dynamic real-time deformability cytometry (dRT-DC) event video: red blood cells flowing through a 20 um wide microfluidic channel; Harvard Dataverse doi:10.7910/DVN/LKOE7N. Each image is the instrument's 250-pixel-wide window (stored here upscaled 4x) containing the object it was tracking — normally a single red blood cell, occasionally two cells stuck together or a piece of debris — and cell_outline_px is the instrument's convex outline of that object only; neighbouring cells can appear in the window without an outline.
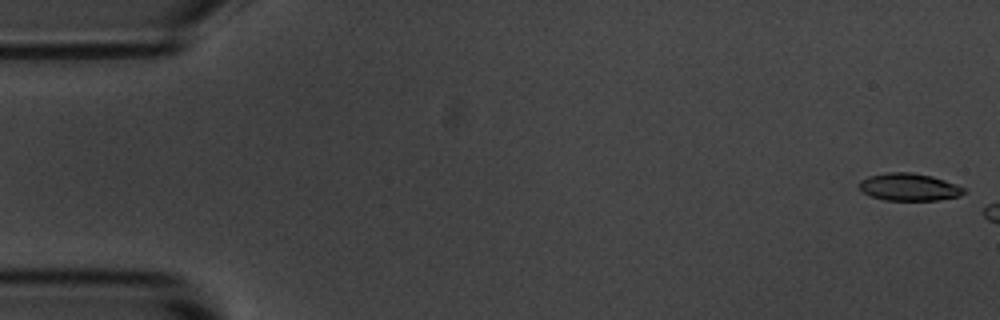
{"species": "common noctule bat (a hibernating species)", "species_latin": "Nyctalus noctula", "temperature_condition": "room temperature", "stored_images_in_passage": 3, "camera_frame_rate_fps": 3000, "um_per_image_px": 0.085, "animal": {"sex": "male", "body_mass_g": 20.1, "forearm_length_mm": 53.5}, "frame": {"image": 1, "passage_image": 1, "time_ms": 0.0, "image_size_px": [1000, 320], "cell_outline_px": [[968, 192], [960, 196], [936, 200], [884, 200], [872, 196], [864, 192], [856, 184], [860, 180], [868, 176], [888, 172], [912, 172], [932, 176], [968, 188]], "centroid_in_image_um": [77.3, 15.89], "position_along_channel_um": 7.7, "area_um2": 16.94}}